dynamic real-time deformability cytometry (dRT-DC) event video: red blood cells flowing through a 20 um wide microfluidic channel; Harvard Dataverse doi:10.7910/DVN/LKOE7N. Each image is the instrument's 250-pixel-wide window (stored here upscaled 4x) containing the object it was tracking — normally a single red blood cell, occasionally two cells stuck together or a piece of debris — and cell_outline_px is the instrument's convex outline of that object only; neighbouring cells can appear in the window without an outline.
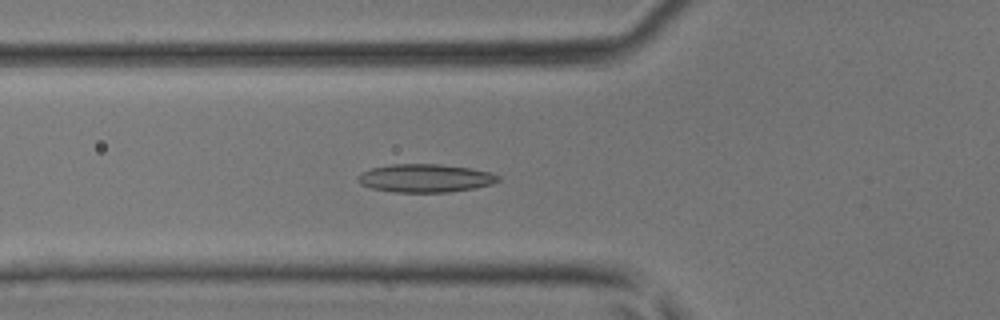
{"species": "common noctule bat (a hibernating species)", "species_latin": "Nyctalus noctula", "temperature_condition": "room temperature", "stored_images_in_passage": 34, "camera_frame_rate_fps": 3000, "um_per_image_px": 0.085, "animal": {"sex": "male", "body_mass_g": 17.9, "forearm_length_mm": 54.2}, "frame": {"image": 1, "passage_image": 9, "time_ms": 2.667, "image_size_px": [1000, 320], "cell_outline_px": [[500, 180], [492, 184], [472, 188], [448, 192], [392, 192], [372, 188], [360, 184], [356, 180], [356, 176], [360, 172], [372, 168], [392, 164], [440, 164], [472, 168], [488, 172], [500, 176]], "centroid_in_image_um": [36.1, 15.14], "position_along_channel_um": 89.7, "area_um2": 23.12}}
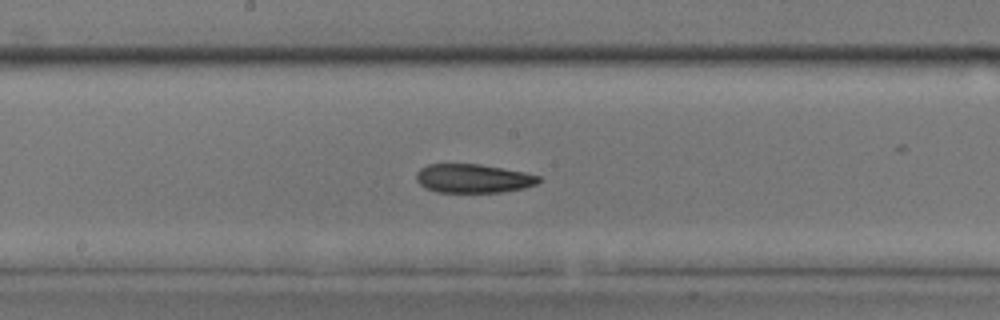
{"frame": {"image": 2, "passage_image": 17, "time_ms": 5.333, "image_size_px": [1000, 320], "cell_outline_px": [[540, 180], [536, 184], [524, 188], [500, 192], [436, 192], [420, 184], [416, 180], [416, 172], [420, 168], [428, 164], [480, 164], [524, 172], [540, 176]], "centroid_in_image_um": [40.21, 15.16], "position_along_channel_um": 208.0, "area_um2": 20.46}}
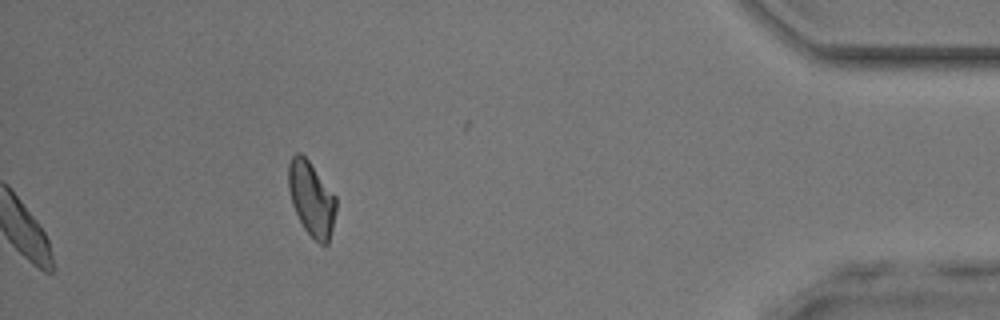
{"frame": {"image": 3, "passage_image": 34, "time_ms": 11.0, "image_size_px": [1000, 320], "cell_outline_px": [[336, 208], [332, 228], [328, 244], [320, 244], [304, 228], [292, 204], [288, 188], [288, 164], [292, 156], [296, 152], [300, 152], [308, 160], [336, 196]], "centroid_in_image_um": [26.46, 16.86], "position_along_channel_um": 408.7, "area_um2": 20.4}}